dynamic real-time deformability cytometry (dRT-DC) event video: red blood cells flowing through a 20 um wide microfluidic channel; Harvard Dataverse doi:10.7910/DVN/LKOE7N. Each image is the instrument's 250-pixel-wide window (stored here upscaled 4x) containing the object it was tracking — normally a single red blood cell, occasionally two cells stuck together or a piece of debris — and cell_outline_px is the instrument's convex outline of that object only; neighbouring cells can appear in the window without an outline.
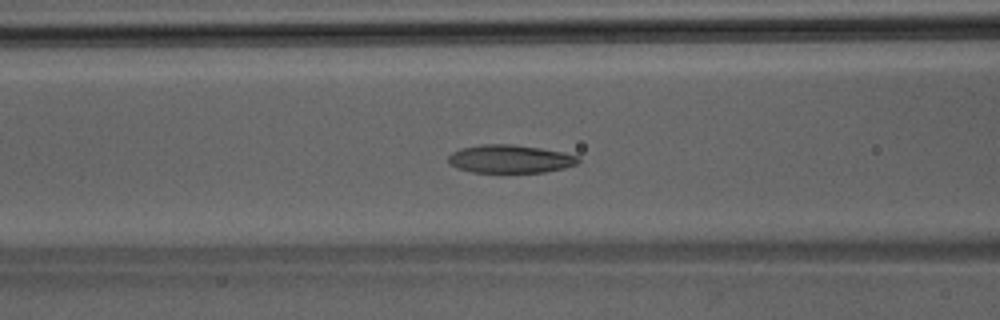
{"species": "Egyptian fruit bat (a non-hibernating species)", "species_latin": "Rousettus aegyptiacus", "temperature_condition": "room temperature", "stored_images_in_passage": 46, "camera_frame_rate_fps": 3000, "um_per_image_px": 0.085, "animal": {"sex": "male"}, "frame": {"image": 1, "passage_image": 19, "time_ms": 6.0, "image_size_px": [1000, 320], "cell_outline_px": [[580, 160], [576, 164], [564, 168], [544, 172], [472, 172], [456, 168], [448, 164], [448, 156], [452, 152], [460, 148], [480, 144], [512, 144], [540, 148], [564, 152], [580, 156]], "centroid_in_image_um": [43.34, 13.5], "position_along_channel_um": 123.3, "area_um2": 21.5}}
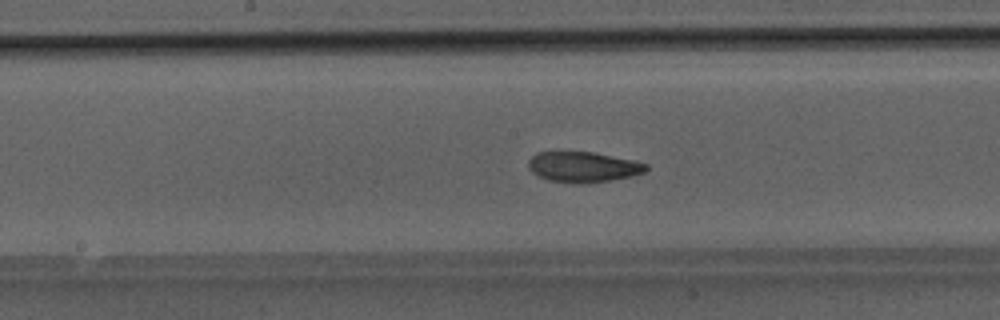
{"frame": {"image": 2, "passage_image": 24, "time_ms": 7.667, "image_size_px": [1000, 320], "cell_outline_px": [[648, 168], [644, 172], [632, 176], [588, 184], [576, 184], [548, 180], [532, 172], [528, 168], [528, 160], [536, 152], [592, 152], [632, 160], [648, 164]], "centroid_in_image_um": [49.55, 14.2], "position_along_channel_um": 198.7, "area_um2": 20.92}}
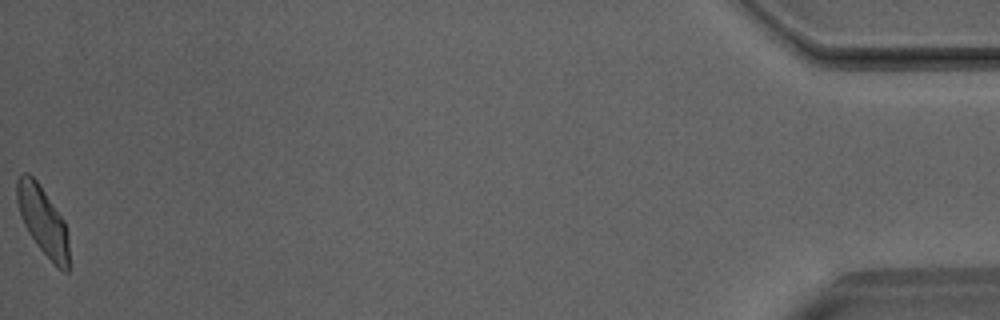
{"frame": {"image": 3, "passage_image": 46, "time_ms": 15.0, "image_size_px": [1000, 320], "cell_outline_px": [[68, 272], [64, 272], [36, 244], [28, 232], [24, 224], [16, 200], [16, 180], [20, 172], [28, 172], [36, 180], [64, 220], [68, 240]], "centroid_in_image_um": [3.61, 18.7], "position_along_channel_um": 431.6, "area_um2": 20.35}}